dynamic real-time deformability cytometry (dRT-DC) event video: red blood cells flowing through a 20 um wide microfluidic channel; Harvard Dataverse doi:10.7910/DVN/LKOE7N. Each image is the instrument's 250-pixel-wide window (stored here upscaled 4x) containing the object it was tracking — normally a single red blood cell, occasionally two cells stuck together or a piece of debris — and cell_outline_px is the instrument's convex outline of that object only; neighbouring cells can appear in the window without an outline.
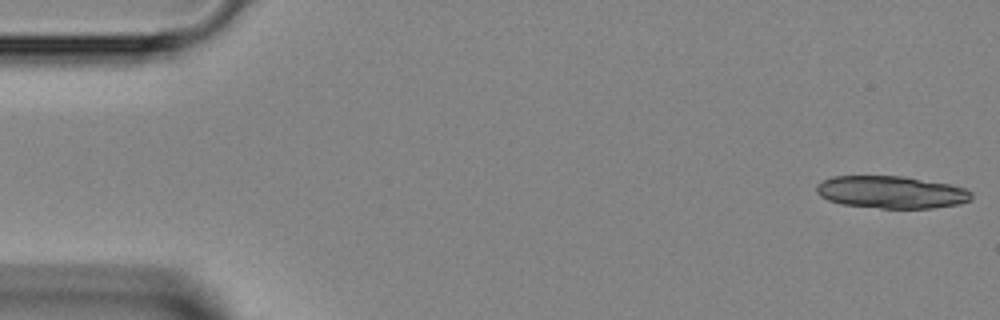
{"species": "Egyptian fruit bat (a non-hibernating species)", "species_latin": "Rousettus aegyptiacus", "temperature_condition": "room temperature", "stored_images_in_passage": 39, "segment_of_instrument_passage": [1, 2], "camera_frame_rate_fps": 3000, "um_per_image_px": 0.085, "animal": {"sex": "female"}, "frame": {"image": 1, "passage_image": 1, "time_ms": 0.0, "image_size_px": [1000, 320], "cell_outline_px": [[972, 200], [960, 204], [932, 208], [880, 208], [840, 204], [828, 200], [820, 196], [816, 192], [816, 184], [832, 176], [904, 176], [948, 184], [964, 188], [972, 192]], "centroid_in_image_um": [75.75, 16.34], "position_along_channel_um": 9.3, "area_um2": 29.36}}